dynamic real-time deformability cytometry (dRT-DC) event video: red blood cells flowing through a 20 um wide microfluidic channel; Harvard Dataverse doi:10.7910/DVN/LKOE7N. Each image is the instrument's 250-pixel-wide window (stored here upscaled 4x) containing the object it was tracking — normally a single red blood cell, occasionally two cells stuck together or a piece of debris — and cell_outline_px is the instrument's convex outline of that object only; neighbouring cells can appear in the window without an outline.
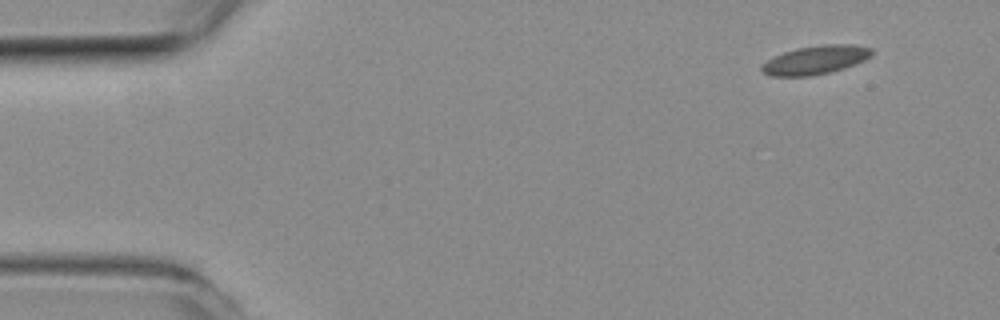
{"species": "common noctule bat (a hibernating species)", "species_latin": "Nyctalus noctula", "temperature_condition": "room temperature", "stored_images_in_passage": 19, "camera_frame_rate_fps": 3000, "um_per_image_px": 0.085, "animal": {"sex": "female", "body_mass_g": 19.3, "forearm_length_mm": 54.1}, "frame": {"image": 1, "passage_image": 1, "time_ms": 0.0, "image_size_px": [1000, 320], "cell_outline_px": [[872, 52], [864, 60], [844, 68], [828, 72], [808, 76], [772, 76], [764, 72], [760, 68], [760, 64], [784, 52], [796, 48], [820, 44], [852, 44], [872, 48]], "centroid_in_image_um": [69.29, 5.08], "position_along_channel_um": 15.7, "area_um2": 18.15}}
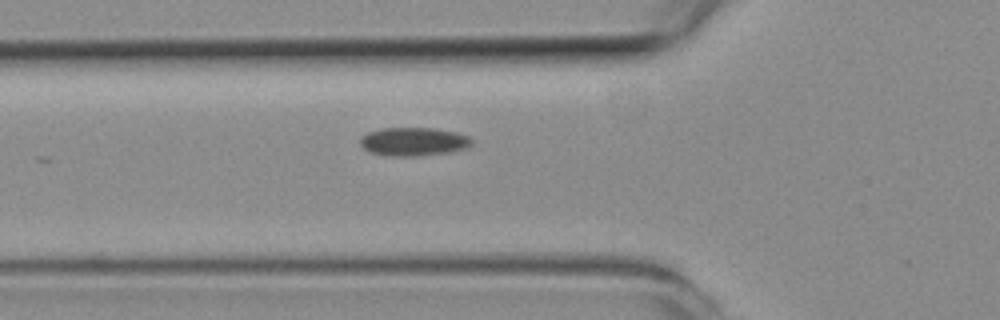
{"frame": {"image": 2, "passage_image": 15, "time_ms": 4.667, "image_size_px": [1000, 320], "cell_outline_px": [[472, 144], [468, 148], [452, 152], [416, 156], [388, 156], [368, 152], [360, 144], [360, 136], [368, 132], [380, 128], [432, 128], [456, 132], [468, 136], [472, 140]], "centroid_in_image_um": [35.14, 12.04], "position_along_channel_um": 90.7, "area_um2": 18.73}}
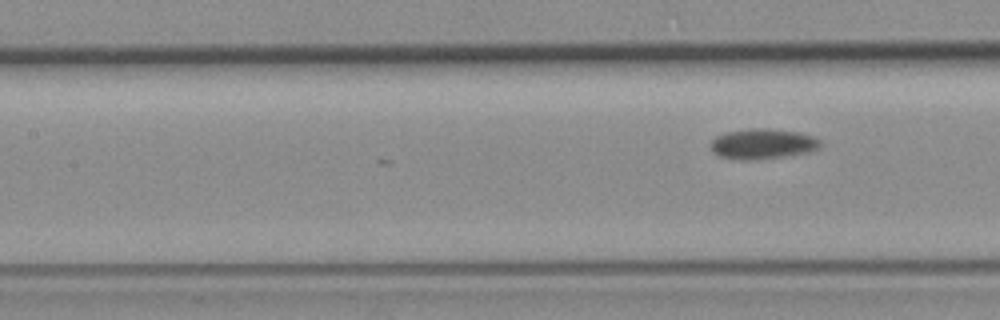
{"frame": {"image": 3, "passage_image": 19, "time_ms": 6.0, "image_size_px": [1000, 320], "cell_outline_px": [[820, 148], [808, 152], [784, 156], [752, 160], [740, 160], [720, 156], [712, 152], [712, 140], [716, 136], [724, 132], [748, 128], [768, 128], [800, 132], [812, 136], [820, 140]], "centroid_in_image_um": [64.82, 12.21], "position_along_channel_um": 142.6, "area_um2": 19.42}}